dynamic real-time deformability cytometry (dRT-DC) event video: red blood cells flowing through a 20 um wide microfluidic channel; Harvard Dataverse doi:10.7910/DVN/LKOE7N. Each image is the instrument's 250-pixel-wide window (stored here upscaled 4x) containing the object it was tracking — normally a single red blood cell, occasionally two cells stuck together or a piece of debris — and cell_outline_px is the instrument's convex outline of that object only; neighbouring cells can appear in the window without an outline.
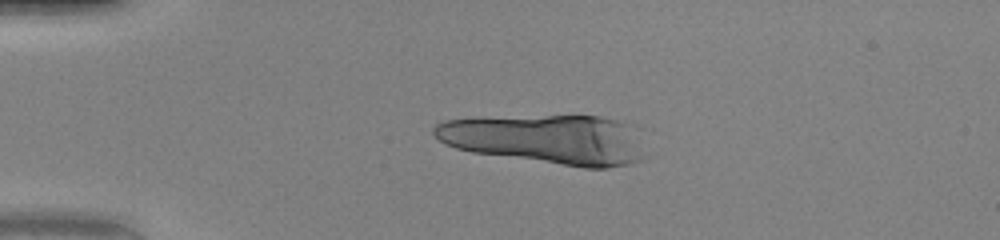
{"species": "human", "species_latin": "Homo sapiens", "temperature_condition": "warm", "stored_images_in_passage": 19, "camera_frame_rate_fps": 3000, "um_per_image_px": 0.085, "donor": {"sex": "female"}, "frame": {"image": 1, "passage_image": 12, "time_ms": 3.667, "image_size_px": [1000, 240], "cell_outline_px": [[648, 156], [640, 160], [628, 164], [608, 168], [584, 168], [472, 152], [456, 148], [444, 144], [432, 132], [432, 128], [436, 124], [444, 120], [480, 116], [600, 116], [632, 124], [640, 128]], "centroid_in_image_um": [46.56, 11.83], "position_along_channel_um": 38.4, "area_um2": 62.54}}